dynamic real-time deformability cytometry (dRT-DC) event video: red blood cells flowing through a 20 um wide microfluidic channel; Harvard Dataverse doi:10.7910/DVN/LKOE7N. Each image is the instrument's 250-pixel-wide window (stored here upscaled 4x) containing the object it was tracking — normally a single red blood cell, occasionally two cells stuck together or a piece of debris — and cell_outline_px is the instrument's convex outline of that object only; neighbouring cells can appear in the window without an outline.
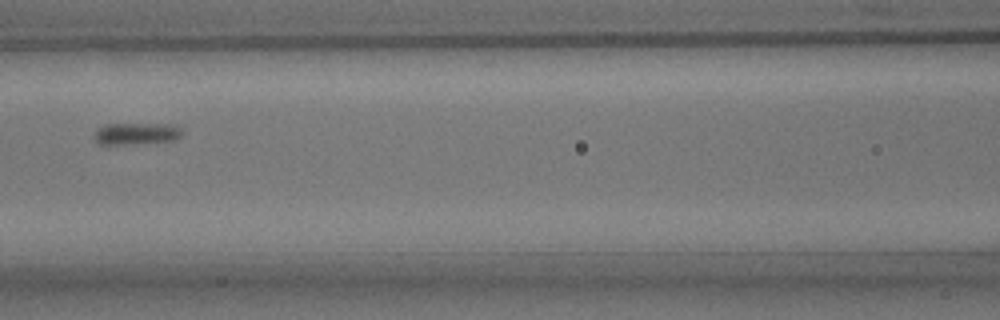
{"species": "common noctule bat (a hibernating species)", "species_latin": "Nyctalus noctula", "temperature_condition": "room temperature", "stored_images_in_passage": 4, "camera_frame_rate_fps": 3000, "um_per_image_px": 0.085, "animal": {"sex": "male", "body_mass_g": 15.6}, "frame": {"image": 1, "passage_image": 4, "time_ms": 3.333, "image_size_px": [1000, 320], "cell_outline_px": [[184, 132], [176, 140], [124, 144], [100, 144], [96, 140], [96, 132], [104, 124], [180, 124]], "centroid_in_image_um": [11.7, 11.34], "position_along_channel_um": 154.9, "area_um2": 11.1}}